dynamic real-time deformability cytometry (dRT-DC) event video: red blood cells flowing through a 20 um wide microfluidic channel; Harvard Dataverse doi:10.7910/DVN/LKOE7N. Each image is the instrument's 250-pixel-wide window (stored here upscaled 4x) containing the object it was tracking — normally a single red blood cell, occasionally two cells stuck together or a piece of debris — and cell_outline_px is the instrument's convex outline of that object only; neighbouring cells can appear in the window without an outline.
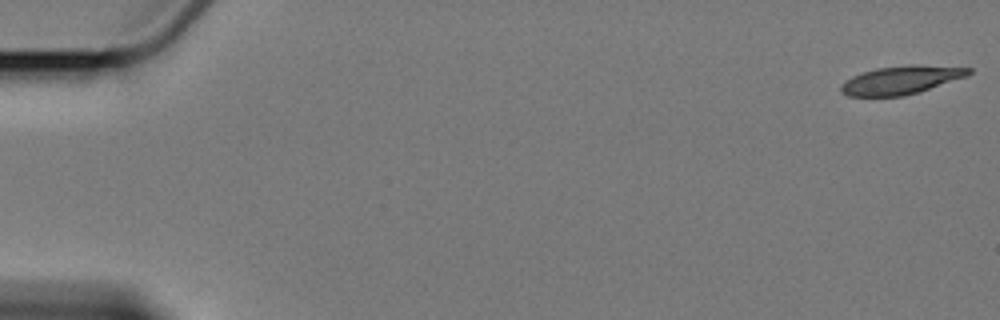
{"species": "Egyptian fruit bat (a non-hibernating species)", "species_latin": "Rousettus aegyptiacus", "temperature_condition": "cold", "stored_images_in_passage": 6, "camera_frame_rate_fps": 3000, "um_per_image_px": 0.085, "animal": {"sex": "female"}, "frame": {"image": 1, "passage_image": 1, "time_ms": 0.0, "image_size_px": [1000, 320], "cell_outline_px": [[972, 72], [968, 76], [904, 96], [848, 96], [840, 92], [840, 84], [852, 76], [876, 68], [908, 64], [916, 64], [972, 68]], "centroid_in_image_um": [76.58, 6.79], "position_along_channel_um": 8.4, "area_um2": 21.1}}
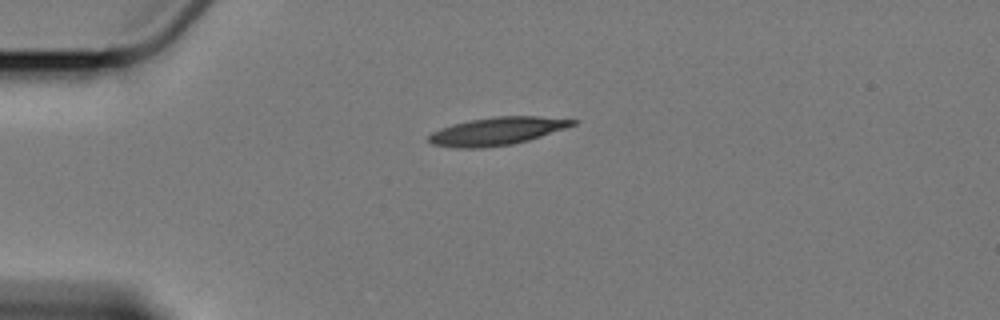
{"frame": {"image": 2, "passage_image": 5, "time_ms": 4.667, "image_size_px": [1000, 320], "cell_outline_px": [[576, 124], [528, 140], [512, 144], [480, 148], [456, 148], [432, 144], [428, 140], [428, 136], [432, 132], [440, 128], [452, 124], [472, 120], [496, 116], [536, 116], [576, 120]], "centroid_in_image_um": [42.19, 11.15], "position_along_channel_um": 42.8, "area_um2": 23.0}}